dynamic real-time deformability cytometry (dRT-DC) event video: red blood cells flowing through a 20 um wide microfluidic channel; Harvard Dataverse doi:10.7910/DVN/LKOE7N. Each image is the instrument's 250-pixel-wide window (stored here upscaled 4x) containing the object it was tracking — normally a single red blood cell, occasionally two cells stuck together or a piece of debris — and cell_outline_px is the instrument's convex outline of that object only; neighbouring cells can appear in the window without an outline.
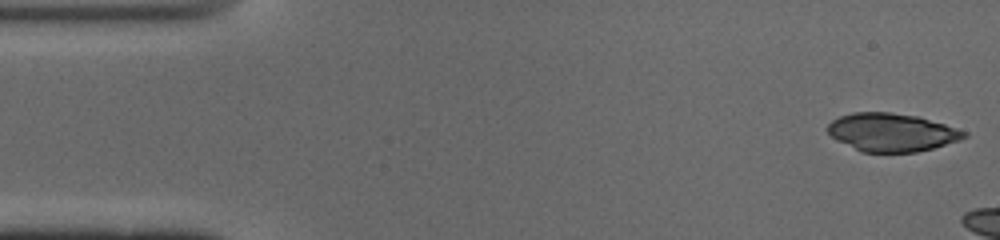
{"species": "common noctule bat (a hibernating species)", "species_latin": "Nyctalus noctula", "temperature_condition": "cold", "stored_images_in_passage": 5, "camera_frame_rate_fps": 3000, "um_per_image_px": 0.085, "animal": {"sex": "male", "body_mass_g": 19.0, "forearm_length_mm": 50.8}, "frame": {"image": 1, "passage_image": 1, "time_ms": 0.0, "image_size_px": [1000, 240], "cell_outline_px": [[968, 136], [960, 140], [932, 148], [916, 152], [860, 152], [836, 140], [828, 132], [828, 124], [832, 120], [840, 116], [852, 112], [892, 112], [916, 116], [944, 124], [968, 132]], "centroid_in_image_um": [75.78, 11.25], "position_along_channel_um": 9.2, "area_um2": 30.29}}